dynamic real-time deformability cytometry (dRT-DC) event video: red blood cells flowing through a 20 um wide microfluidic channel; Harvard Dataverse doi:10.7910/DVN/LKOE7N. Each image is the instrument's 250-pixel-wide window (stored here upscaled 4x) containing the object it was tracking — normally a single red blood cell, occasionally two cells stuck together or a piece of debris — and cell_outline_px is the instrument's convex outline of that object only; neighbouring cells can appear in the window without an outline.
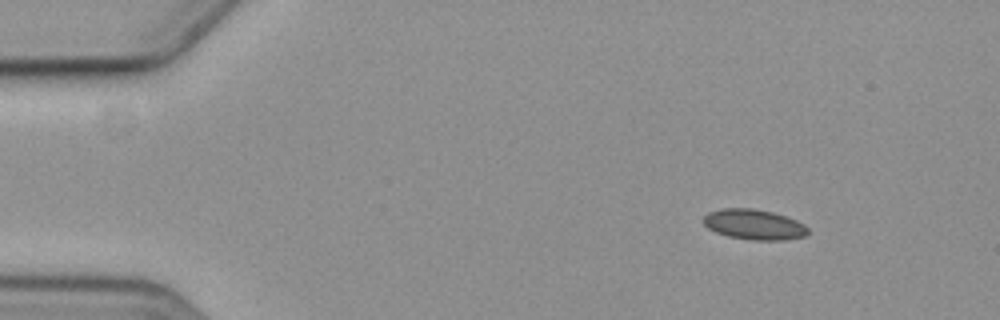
{"species": "common noctule bat (a hibernating species)", "species_latin": "Nyctalus noctula", "temperature_condition": "cold", "stored_images_in_passage": 8, "camera_frame_rate_fps": 3000, "um_per_image_px": 0.085, "animal": {"sex": "female", "body_mass_g": 19.3, "forearm_length_mm": 54.1}, "frame": {"image": 1, "passage_image": 1, "time_ms": 0.0, "image_size_px": [1000, 320], "cell_outline_px": [[808, 236], [784, 240], [752, 240], [728, 236], [716, 232], [708, 228], [704, 224], [704, 216], [708, 212], [720, 208], [752, 208], [772, 212], [796, 220], [804, 224], [808, 228]], "centroid_in_image_um": [64.1, 19.08], "position_along_channel_um": 20.9, "area_um2": 18.5}}
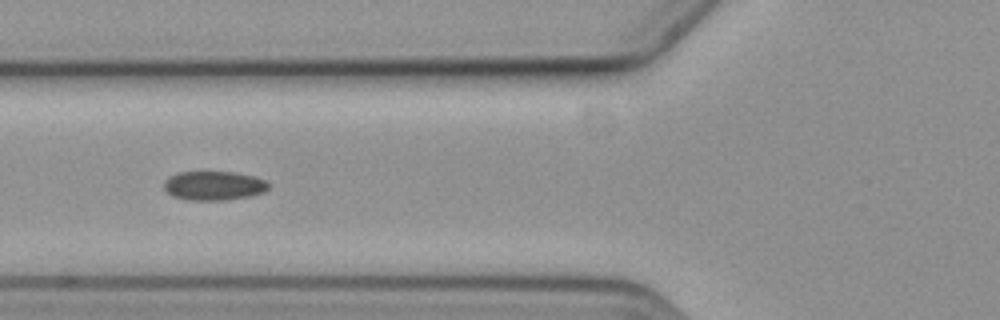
{"frame": {"image": 2, "passage_image": 5, "time_ms": 5.0, "image_size_px": [1000, 320], "cell_outline_px": [[268, 188], [264, 192], [252, 196], [228, 200], [188, 200], [172, 196], [164, 188], [164, 180], [168, 176], [176, 172], [236, 172], [256, 176], [264, 180], [268, 184]], "centroid_in_image_um": [18.17, 15.78], "position_along_channel_um": 107.6, "area_um2": 17.98}}
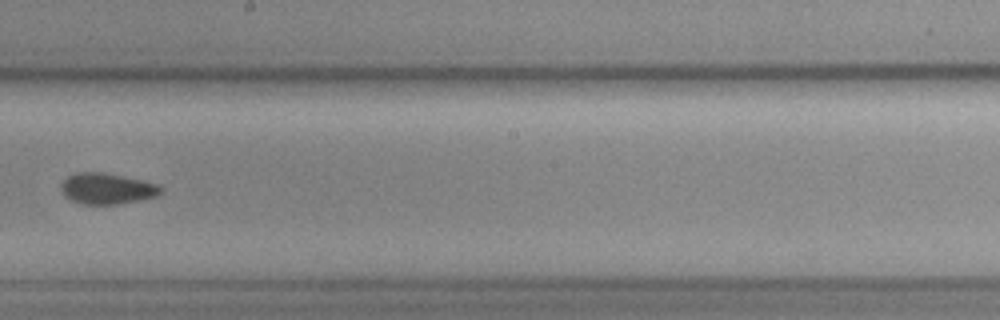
{"frame": {"image": 3, "passage_image": 8, "time_ms": 8.667, "image_size_px": [1000, 320], "cell_outline_px": [[164, 188], [156, 196], [140, 200], [120, 204], [84, 204], [72, 200], [64, 196], [60, 188], [60, 184], [68, 176], [76, 172], [104, 172], [140, 180], [156, 184]], "centroid_in_image_um": [9.06, 16.03], "position_along_channel_um": 239.1, "area_um2": 17.92}}